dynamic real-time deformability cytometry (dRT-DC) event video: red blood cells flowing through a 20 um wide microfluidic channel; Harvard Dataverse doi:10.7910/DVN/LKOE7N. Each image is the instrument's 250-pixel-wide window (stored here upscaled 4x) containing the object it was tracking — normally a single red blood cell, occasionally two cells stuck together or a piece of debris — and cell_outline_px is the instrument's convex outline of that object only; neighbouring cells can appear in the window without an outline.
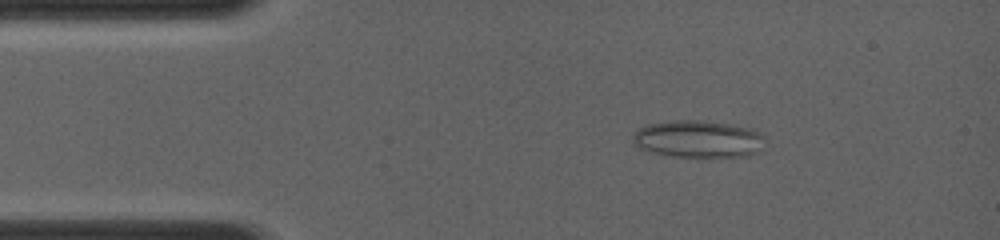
{"species": "common noctule bat (a hibernating species)", "species_latin": "Nyctalus noctula", "temperature_condition": "room temperature", "stored_images_in_passage": 11, "camera_frame_rate_fps": 4000, "um_per_image_px": 0.085, "animal": {"sex": "female", "body_mass_g": 19.0, "forearm_length_mm": 56.7}, "frame": {"image": 1, "passage_image": 3, "time_ms": 1.75, "image_size_px": [1000, 240], "cell_outline_px": [[764, 148], [760, 152], [748, 156], [672, 156], [652, 152], [640, 148], [632, 140], [632, 136], [640, 128], [648, 124], [672, 120], [704, 120], [752, 128], [760, 132], [764, 136]], "centroid_in_image_um": [59.4, 11.81], "position_along_channel_um": 25.6, "area_um2": 28.73}}
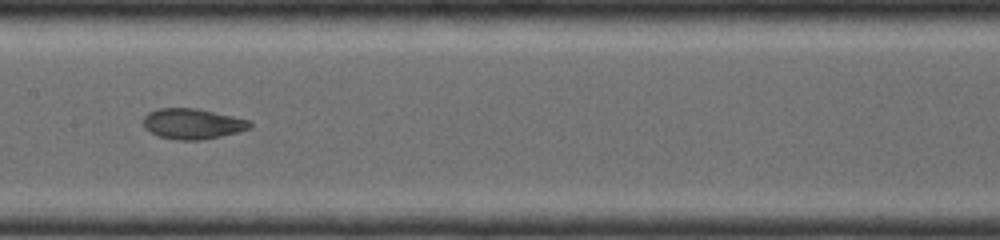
{"frame": {"image": 2, "passage_image": 8, "time_ms": 6.5, "image_size_px": [1000, 240], "cell_outline_px": [[252, 124], [248, 128], [236, 132], [200, 140], [184, 140], [160, 136], [152, 132], [144, 124], [144, 116], [148, 112], [160, 108], [196, 108], [232, 116], [248, 120]], "centroid_in_image_um": [16.35, 10.5], "position_along_channel_um": 191.0, "area_um2": 18.32}}
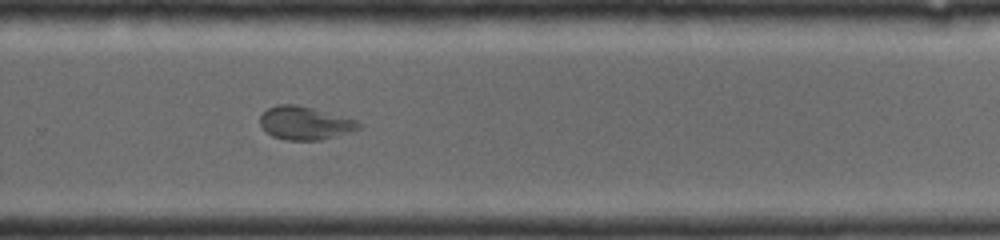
{"frame": {"image": 3, "passage_image": 11, "time_ms": 9.0, "image_size_px": [1000, 240], "cell_outline_px": [[360, 128], [316, 140], [288, 140], [272, 136], [260, 124], [260, 116], [268, 108], [276, 104], [296, 104], [312, 108], [356, 120], [360, 124]], "centroid_in_image_um": [25.85, 10.44], "position_along_channel_um": 304.0, "area_um2": 18.5}}